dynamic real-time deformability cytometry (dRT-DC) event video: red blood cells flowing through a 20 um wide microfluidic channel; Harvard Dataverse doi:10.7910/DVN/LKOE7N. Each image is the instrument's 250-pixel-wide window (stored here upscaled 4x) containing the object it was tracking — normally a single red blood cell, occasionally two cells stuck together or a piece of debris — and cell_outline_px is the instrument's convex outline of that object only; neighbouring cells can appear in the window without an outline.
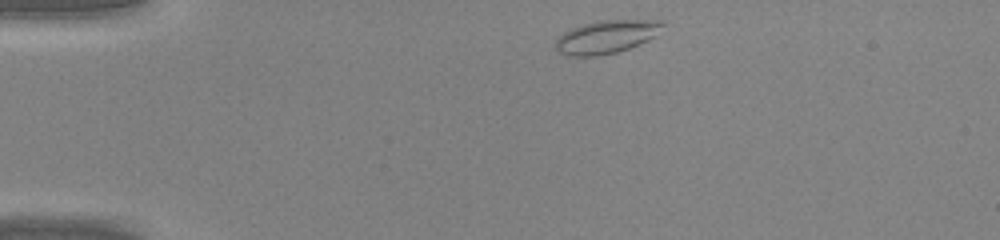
{"species": "common noctule bat (a hibernating species)", "species_latin": "Nyctalus noctula", "temperature_condition": "warm", "stored_images_in_passage": 37, "camera_frame_rate_fps": 3000, "um_per_image_px": 0.085, "animal": {"sex": "male", "body_mass_g": 20.0, "forearm_length_mm": 53.3}, "frame": {"image": 1, "passage_image": 1, "time_ms": 0.0, "image_size_px": [1000, 240], "cell_outline_px": [[664, 24], [656, 36], [648, 40], [628, 48], [616, 52], [596, 56], [568, 56], [552, 48], [556, 40], [564, 32], [580, 24], [600, 20], [664, 20]], "centroid_in_image_um": [51.52, 3.12], "position_along_channel_um": 33.5, "area_um2": 20.75}}
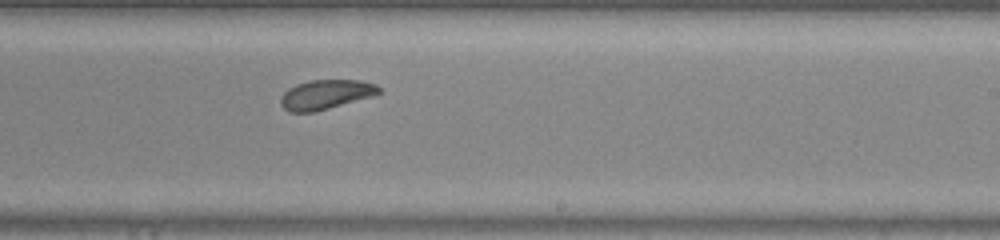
{"frame": {"image": 2, "passage_image": 20, "time_ms": 6.333, "image_size_px": [1000, 240], "cell_outline_px": [[380, 92], [372, 96], [328, 108], [312, 112], [288, 112], [280, 104], [280, 100], [284, 92], [288, 88], [296, 84], [308, 80], [360, 80], [376, 84], [380, 88]], "centroid_in_image_um": [27.66, 8.02], "position_along_channel_um": 261.3, "area_um2": 16.76}}
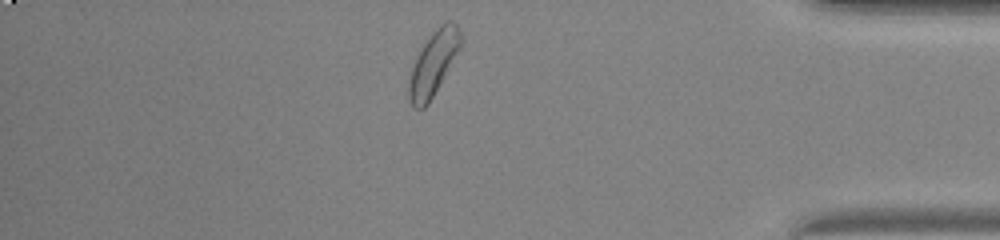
{"frame": {"image": 3, "passage_image": 31, "time_ms": 10.0, "image_size_px": [1000, 240], "cell_outline_px": [[460, 48], [428, 104], [424, 108], [412, 108], [408, 100], [408, 80], [416, 56], [432, 32], [440, 24], [448, 20], [452, 20], [460, 28]], "centroid_in_image_um": [36.81, 5.39], "position_along_channel_um": 398.4, "area_um2": 19.13}}